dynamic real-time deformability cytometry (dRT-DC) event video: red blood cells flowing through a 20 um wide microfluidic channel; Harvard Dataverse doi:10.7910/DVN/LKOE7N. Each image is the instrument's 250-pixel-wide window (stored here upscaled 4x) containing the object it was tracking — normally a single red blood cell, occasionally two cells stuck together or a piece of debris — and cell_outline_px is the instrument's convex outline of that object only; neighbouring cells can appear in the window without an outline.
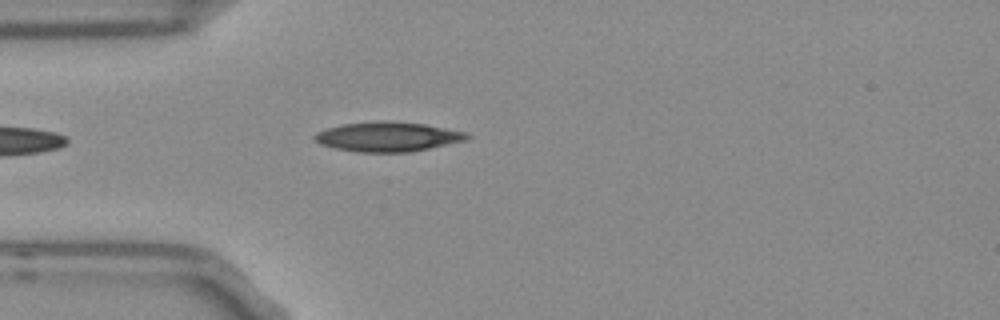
{"species": "Egyptian fruit bat (a non-hibernating species)", "species_latin": "Rousettus aegyptiacus", "temperature_condition": "room temperature", "stored_images_in_passage": 5, "camera_frame_rate_fps": 3000, "um_per_image_px": 0.085, "frame": {"image": 1, "passage_image": 1, "time_ms": 0.0, "image_size_px": [1000, 320], "cell_outline_px": [[472, 136], [468, 140], [412, 152], [356, 152], [336, 148], [320, 144], [312, 136], [316, 132], [328, 128], [344, 124], [376, 120], [384, 120], [424, 124], [464, 132]], "centroid_in_image_um": [32.97, 11.62], "position_along_channel_um": 52.0, "area_um2": 26.36}}
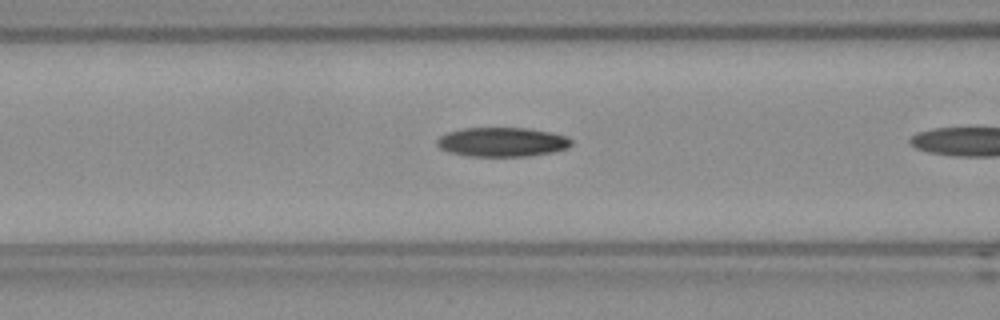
{"frame": {"image": 2, "passage_image": 4, "time_ms": 1.0, "image_size_px": [1000, 320], "cell_outline_px": [[572, 144], [568, 148], [552, 152], [528, 156], [468, 156], [448, 152], [440, 148], [436, 144], [436, 140], [440, 136], [448, 132], [464, 128], [528, 128], [552, 132], [568, 136], [572, 140]], "centroid_in_image_um": [42.7, 12.07], "position_along_channel_um": 123.9, "area_um2": 23.06}}